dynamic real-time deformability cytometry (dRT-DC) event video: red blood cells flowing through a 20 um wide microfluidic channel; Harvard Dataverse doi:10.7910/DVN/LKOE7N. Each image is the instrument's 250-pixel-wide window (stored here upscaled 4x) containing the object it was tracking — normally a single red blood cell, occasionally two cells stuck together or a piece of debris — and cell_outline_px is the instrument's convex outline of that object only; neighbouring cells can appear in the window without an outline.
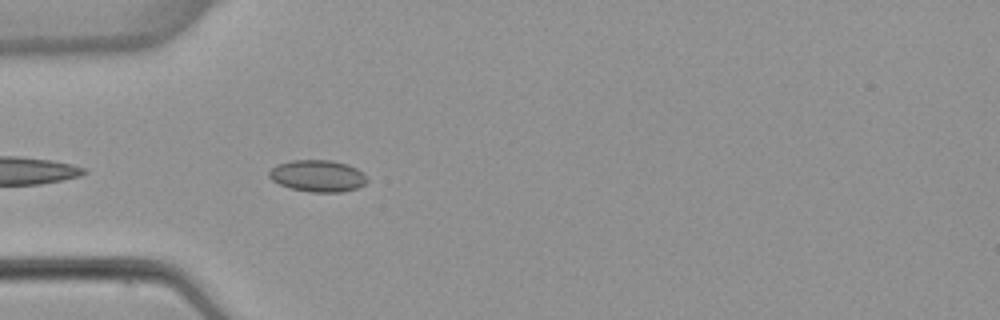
{"species": "common noctule bat (a hibernating species)", "species_latin": "Nyctalus noctula", "temperature_condition": "warm", "stored_images_in_passage": 4, "camera_frame_rate_fps": 3000, "um_per_image_px": 0.085, "animal": {"sex": "female", "body_mass_g": 22.7, "forearm_length_mm": 54.2}, "frame": {"image": 1, "passage_image": 4, "time_ms": 3.667, "image_size_px": [1000, 320], "cell_outline_px": [[368, 180], [364, 184], [356, 188], [344, 192], [308, 192], [292, 188], [280, 184], [272, 180], [268, 176], [268, 172], [272, 168], [280, 164], [292, 160], [332, 160], [348, 164], [356, 168], [368, 176]], "centroid_in_image_um": [27.04, 14.95], "position_along_channel_um": 58.0, "area_um2": 18.15}}